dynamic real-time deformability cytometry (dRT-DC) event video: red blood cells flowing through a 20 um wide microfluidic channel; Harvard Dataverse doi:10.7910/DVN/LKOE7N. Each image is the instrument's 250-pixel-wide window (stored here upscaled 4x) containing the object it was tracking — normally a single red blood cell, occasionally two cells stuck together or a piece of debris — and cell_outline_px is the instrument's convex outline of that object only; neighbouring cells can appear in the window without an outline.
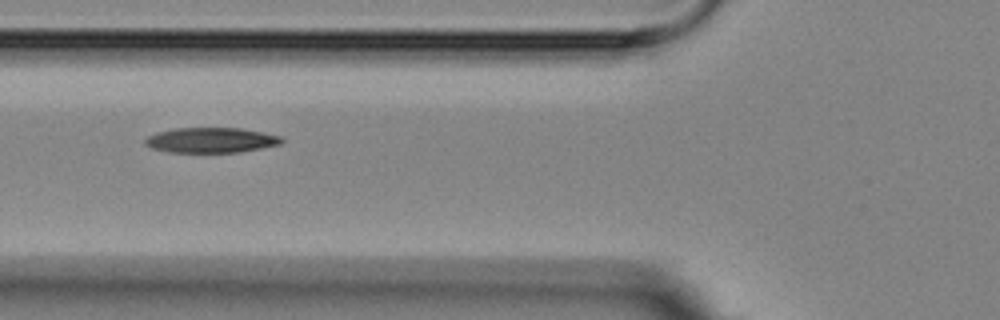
{"species": "Egyptian fruit bat (a non-hibernating species)", "species_latin": "Rousettus aegyptiacus", "temperature_condition": "room temperature", "stored_images_in_passage": 6, "camera_frame_rate_fps": 3000, "um_per_image_px": 0.085, "animal": {"sex": "female"}, "frame": {"image": 1, "passage_image": 2, "time_ms": 1.333, "image_size_px": [1000, 320], "cell_outline_px": [[284, 140], [280, 144], [240, 152], [168, 152], [152, 148], [144, 144], [144, 140], [148, 136], [156, 132], [176, 128], [240, 128], [280, 136]], "centroid_in_image_um": [17.9, 11.91], "position_along_channel_um": 107.9, "area_um2": 19.88}}
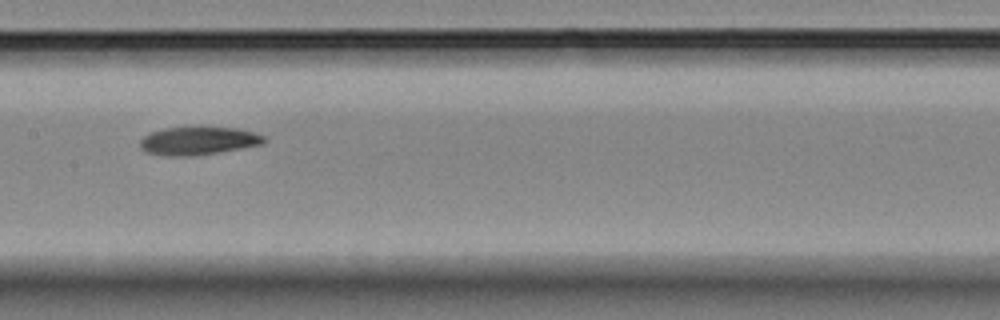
{"frame": {"image": 2, "passage_image": 4, "time_ms": 3.667, "image_size_px": [1000, 320], "cell_outline_px": [[268, 140], [264, 144], [220, 152], [196, 156], [160, 156], [144, 152], [140, 148], [140, 140], [148, 132], [164, 128], [200, 124], [236, 128], [268, 136]], "centroid_in_image_um": [16.85, 11.93], "position_along_channel_um": 190.5, "area_um2": 21.62}}
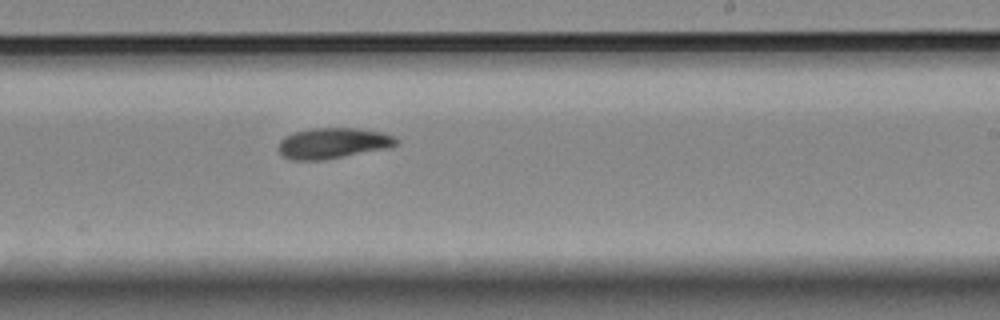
{"frame": {"image": 3, "passage_image": 6, "time_ms": 5.667, "image_size_px": [1000, 320], "cell_outline_px": [[400, 144], [388, 148], [324, 160], [292, 160], [284, 156], [276, 148], [280, 140], [284, 136], [296, 132], [312, 128], [356, 128], [384, 132], [400, 140]], "centroid_in_image_um": [28.32, 12.17], "position_along_channel_um": 260.7, "area_um2": 21.27}}